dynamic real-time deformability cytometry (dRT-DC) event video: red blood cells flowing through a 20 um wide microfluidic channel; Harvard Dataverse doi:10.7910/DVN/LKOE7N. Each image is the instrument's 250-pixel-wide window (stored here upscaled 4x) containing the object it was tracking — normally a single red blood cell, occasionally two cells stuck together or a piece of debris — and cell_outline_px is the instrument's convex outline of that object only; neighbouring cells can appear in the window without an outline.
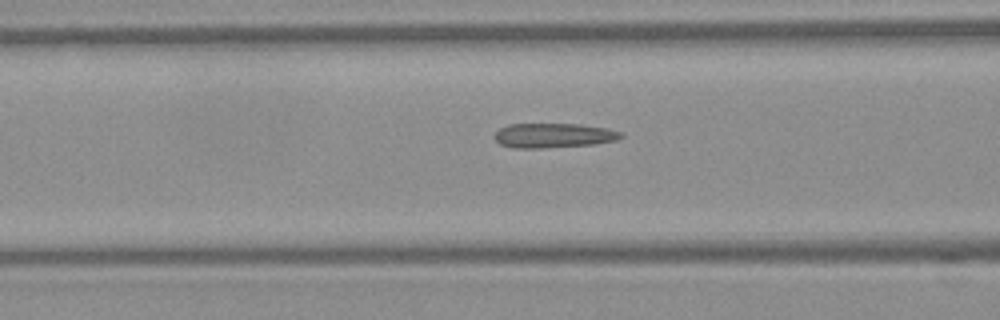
{"species": "Egyptian fruit bat (a non-hibernating species)", "species_latin": "Rousettus aegyptiacus", "temperature_condition": "warm", "stored_images_in_passage": 30, "camera_frame_rate_fps": 3000, "um_per_image_px": 0.085, "frame": {"image": 1, "passage_image": 10, "time_ms": 3.0, "image_size_px": [1000, 320], "cell_outline_px": [[624, 136], [616, 140], [596, 144], [540, 148], [512, 148], [500, 144], [492, 136], [500, 128], [508, 124], [580, 124], [608, 128], [620, 132]], "centroid_in_image_um": [47.03, 11.51], "position_along_channel_um": 119.6, "area_um2": 18.21}}
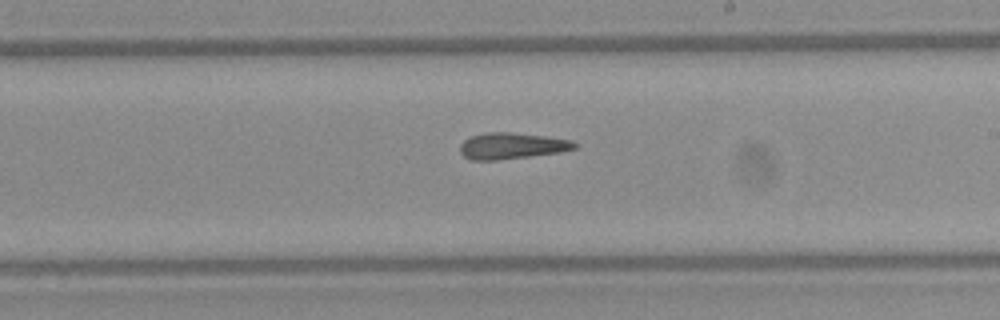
{"frame": {"image": 2, "passage_image": 19, "time_ms": 6.0, "image_size_px": [1000, 320], "cell_outline_px": [[580, 144], [576, 148], [560, 152], [496, 160], [472, 160], [464, 156], [460, 152], [460, 144], [464, 140], [472, 136], [488, 132], [512, 132], [544, 136], [572, 140]], "centroid_in_image_um": [43.52, 12.39], "position_along_channel_um": 245.5, "area_um2": 17.46}}
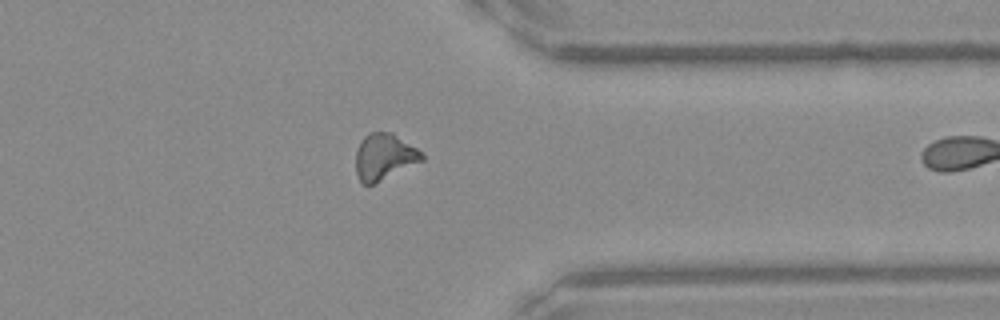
{"frame": {"image": 3, "passage_image": 29, "time_ms": 9.333, "image_size_px": [1000, 320], "cell_outline_px": [[424, 160], [372, 184], [364, 184], [360, 180], [356, 172], [356, 152], [364, 136], [368, 132], [392, 132], [416, 148], [424, 156]], "centroid_in_image_um": [32.65, 13.3], "position_along_channel_um": 378.8, "area_um2": 17.46}}